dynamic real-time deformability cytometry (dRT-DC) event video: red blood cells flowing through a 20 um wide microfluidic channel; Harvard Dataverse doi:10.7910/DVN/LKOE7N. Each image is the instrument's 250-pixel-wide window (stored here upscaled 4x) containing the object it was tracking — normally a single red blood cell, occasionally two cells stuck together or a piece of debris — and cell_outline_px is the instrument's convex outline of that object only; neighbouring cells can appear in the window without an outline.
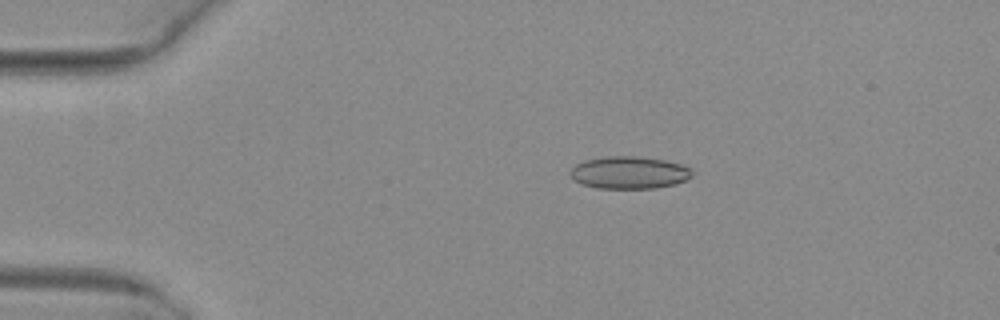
{"species": "common noctule bat (a hibernating species)", "species_latin": "Nyctalus noctula", "temperature_condition": "warm", "stored_images_in_passage": 4, "camera_frame_rate_fps": 3000, "um_per_image_px": 0.085, "animal": {"sex": "female", "body_mass_g": 29.2, "forearm_length_mm": 56.3}, "frame": {"image": 1, "passage_image": 2, "time_ms": 0.333, "image_size_px": [1000, 320], "cell_outline_px": [[692, 176], [676, 184], [656, 188], [596, 188], [584, 184], [576, 180], [568, 172], [576, 164], [584, 160], [604, 156], [640, 156], [664, 160], [680, 164], [692, 168]], "centroid_in_image_um": [53.49, 14.66], "position_along_channel_um": 31.5, "area_um2": 23.0}}
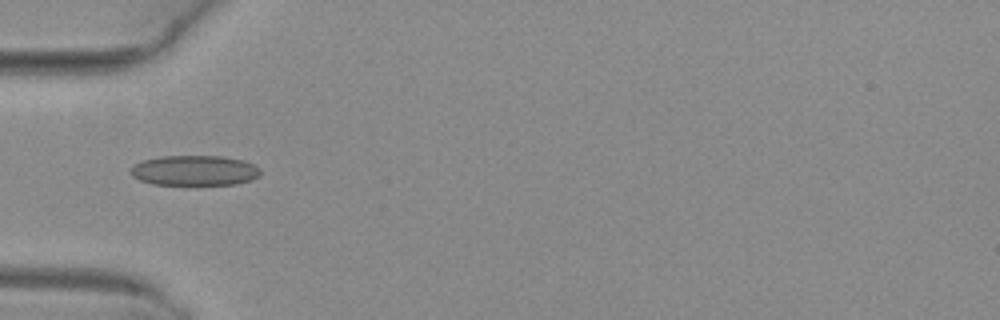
{"frame": {"image": 2, "passage_image": 4, "time_ms": 1.0, "image_size_px": [1000, 320], "cell_outline_px": [[260, 176], [252, 180], [236, 184], [152, 184], [140, 180], [132, 176], [132, 164], [144, 160], [160, 156], [224, 156], [244, 160], [260, 168]], "centroid_in_image_um": [16.56, 14.48], "position_along_channel_um": 68.4, "area_um2": 22.83}}